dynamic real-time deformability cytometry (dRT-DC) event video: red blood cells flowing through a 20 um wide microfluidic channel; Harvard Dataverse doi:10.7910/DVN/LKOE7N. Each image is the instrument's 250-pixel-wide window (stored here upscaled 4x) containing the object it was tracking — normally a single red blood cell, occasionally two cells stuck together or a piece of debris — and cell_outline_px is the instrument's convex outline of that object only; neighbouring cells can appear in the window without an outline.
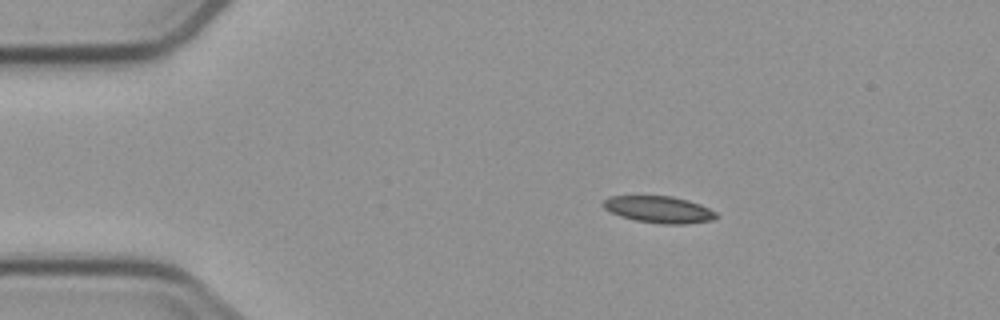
{"species": "common noctule bat (a hibernating species)", "species_latin": "Nyctalus noctula", "temperature_condition": "cold", "stored_images_in_passage": 6, "camera_frame_rate_fps": 3000, "um_per_image_px": 0.085, "animal": {"sex": "male", "body_mass_g": 23.1, "forearm_length_mm": 52.7}, "frame": {"image": 1, "passage_image": 1, "time_ms": 0.0, "image_size_px": [1000, 320], "cell_outline_px": [[720, 216], [712, 220], [684, 224], [660, 224], [636, 220], [620, 216], [604, 208], [600, 204], [608, 196], [672, 196], [688, 200], [700, 204], [716, 212]], "centroid_in_image_um": [56.01, 17.8], "position_along_channel_um": 29.0, "area_um2": 17.69}}
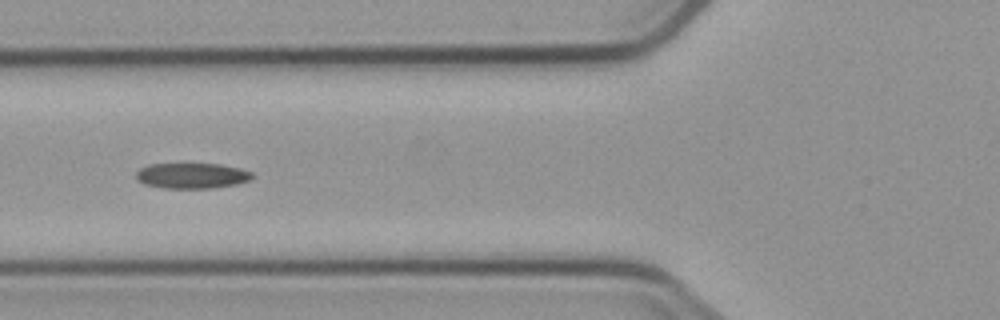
{"frame": {"image": 2, "passage_image": 4, "time_ms": 3.667, "image_size_px": [1000, 320], "cell_outline_px": [[256, 176], [252, 180], [236, 184], [212, 188], [164, 188], [144, 184], [136, 180], [136, 172], [140, 168], [148, 164], [220, 164], [240, 168], [252, 172]], "centroid_in_image_um": [16.33, 14.93], "position_along_channel_um": 109.5, "area_um2": 17.46}}
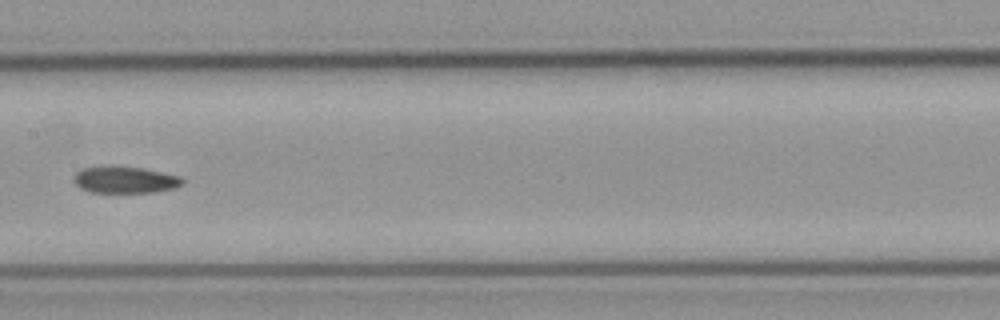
{"frame": {"image": 3, "passage_image": 6, "time_ms": 6.0, "image_size_px": [1000, 320], "cell_outline_px": [[184, 180], [180, 184], [172, 188], [156, 192], [92, 192], [80, 188], [72, 180], [76, 172], [80, 168], [140, 168], [180, 176]], "centroid_in_image_um": [10.6, 15.31], "position_along_channel_um": 196.8, "area_um2": 16.18}}